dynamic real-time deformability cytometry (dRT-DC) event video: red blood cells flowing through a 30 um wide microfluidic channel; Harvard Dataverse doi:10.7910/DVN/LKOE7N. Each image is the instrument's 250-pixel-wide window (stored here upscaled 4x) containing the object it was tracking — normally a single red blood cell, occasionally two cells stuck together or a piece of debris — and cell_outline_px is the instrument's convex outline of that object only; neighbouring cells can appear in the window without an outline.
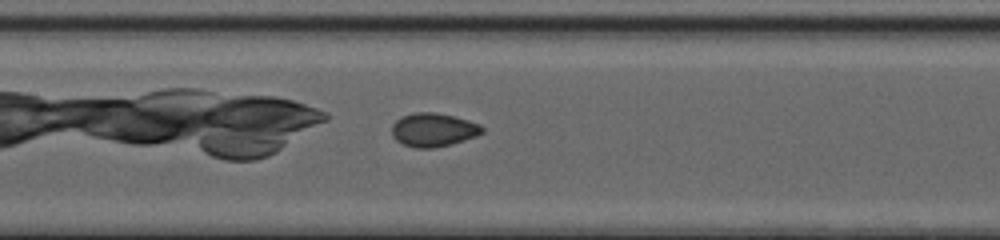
{"species": "common noctule bat (a hibernating species)", "species_latin": "Nyctalus noctula", "temperature_condition": "cold", "stored_images_in_passage": 24, "camera_frame_rate_fps": 3000, "um_per_image_px": 0.085, "animal": {"sex": "female", "body_mass_g": 20.0, "forearm_length_mm": 54.0}, "frame": {"image": 1, "passage_image": 8, "time_ms": 2.333, "image_size_px": [1000, 240], "cell_outline_px": [[484, 132], [476, 136], [452, 144], [432, 148], [416, 148], [404, 144], [396, 140], [392, 136], [392, 124], [400, 116], [416, 112], [436, 112], [468, 120], [480, 124], [484, 128]], "centroid_in_image_um": [36.83, 11.03], "position_along_channel_um": 170.6, "area_um2": 17.74}}
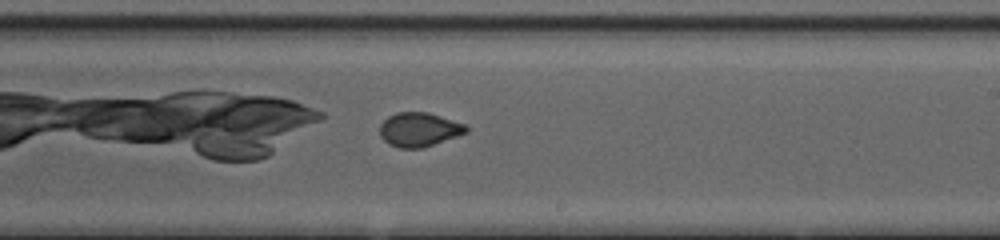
{"frame": {"image": 2, "passage_image": 14, "time_ms": 4.333, "image_size_px": [1000, 240], "cell_outline_px": [[468, 132], [424, 148], [400, 148], [388, 144], [380, 136], [380, 124], [388, 116], [396, 112], [428, 112], [464, 124], [468, 128]], "centroid_in_image_um": [35.6, 11.02], "position_along_channel_um": 253.4, "area_um2": 17.17}}
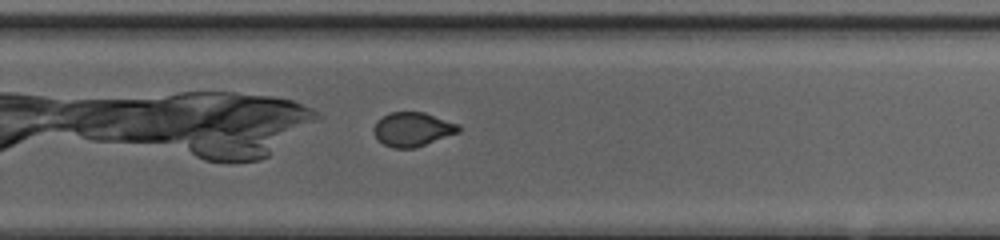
{"frame": {"image": 3, "passage_image": 17, "time_ms": 5.333, "image_size_px": [1000, 240], "cell_outline_px": [[460, 132], [416, 148], [392, 148], [384, 144], [376, 136], [372, 128], [376, 120], [392, 112], [424, 112], [460, 124]], "centroid_in_image_um": [35.09, 10.99], "position_along_channel_um": 294.7, "area_um2": 16.94}}